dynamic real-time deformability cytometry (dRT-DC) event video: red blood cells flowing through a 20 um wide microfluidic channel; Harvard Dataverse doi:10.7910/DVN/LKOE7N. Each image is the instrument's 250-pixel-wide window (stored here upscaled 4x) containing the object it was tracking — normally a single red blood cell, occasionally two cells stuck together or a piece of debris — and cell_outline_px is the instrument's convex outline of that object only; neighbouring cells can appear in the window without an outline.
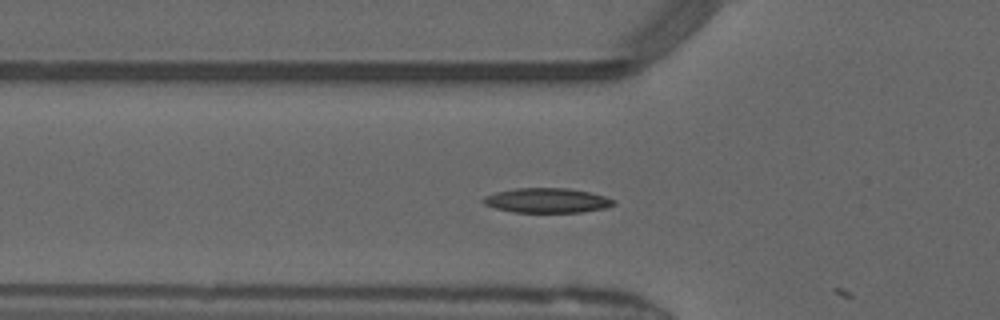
{"species": "common noctule bat (a hibernating species)", "species_latin": "Nyctalus noctula", "temperature_condition": "warm", "stored_images_in_passage": 3, "camera_frame_rate_fps": 3000, "um_per_image_px": 0.085, "animal": {"sex": "male", "forearm_length_mm": 52.5}, "frame": {"image": 1, "passage_image": 2, "time_ms": 0.333, "image_size_px": [1000, 320], "cell_outline_px": [[616, 204], [604, 208], [580, 212], [512, 212], [496, 208], [484, 204], [480, 200], [484, 196], [496, 192], [516, 188], [568, 188], [588, 192], [604, 196], [616, 200]], "centroid_in_image_um": [46.47, 17.03], "position_along_channel_um": 79.3, "area_um2": 18.73}}